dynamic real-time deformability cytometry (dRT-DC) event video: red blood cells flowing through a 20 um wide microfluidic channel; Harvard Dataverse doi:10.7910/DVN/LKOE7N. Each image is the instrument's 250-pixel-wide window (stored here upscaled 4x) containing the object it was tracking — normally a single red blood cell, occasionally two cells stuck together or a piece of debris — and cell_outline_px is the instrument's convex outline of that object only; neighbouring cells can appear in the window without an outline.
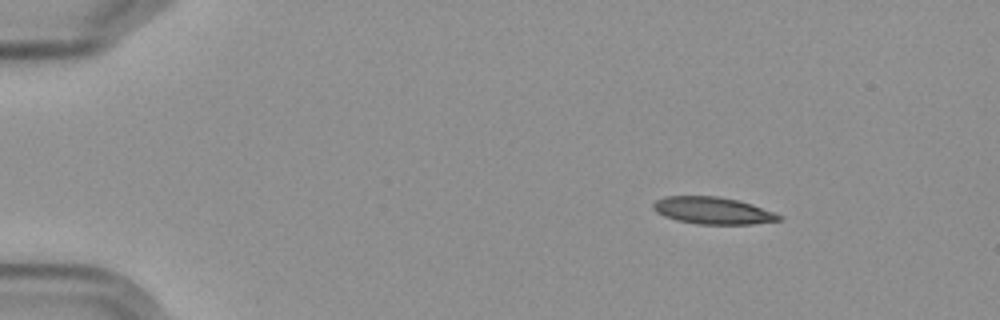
{"species": "Egyptian fruit bat (a non-hibernating species)", "species_latin": "Rousettus aegyptiacus", "temperature_condition": "cold", "stored_images_in_passage": 9, "camera_frame_rate_fps": 3000, "um_per_image_px": 0.085, "frame": {"image": 1, "passage_image": 1, "time_ms": 0.0, "image_size_px": [1000, 320], "cell_outline_px": [[784, 220], [752, 224], [696, 224], [676, 220], [664, 216], [656, 212], [652, 208], [652, 204], [656, 200], [664, 196], [716, 196], [736, 200], [752, 204], [772, 212], [780, 216]], "centroid_in_image_um": [60.54, 17.9], "position_along_channel_um": 24.5, "area_um2": 19.77}}
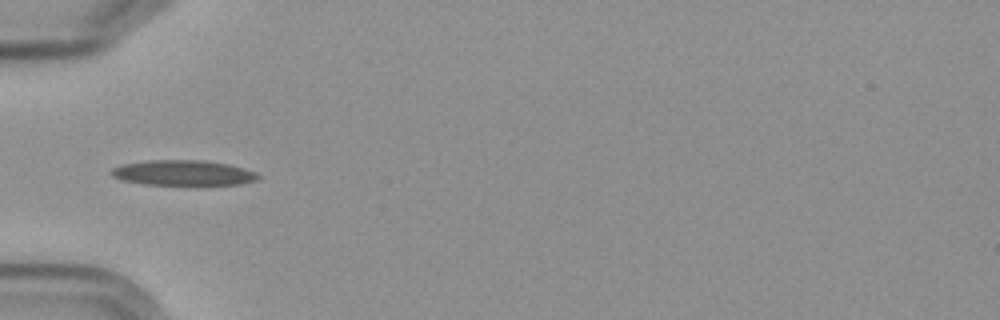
{"frame": {"image": 2, "passage_image": 4, "time_ms": 3.667, "image_size_px": [1000, 320], "cell_outline_px": [[260, 176], [256, 180], [240, 184], [208, 188], [144, 184], [120, 180], [112, 176], [108, 172], [112, 168], [124, 164], [148, 160], [204, 160], [228, 164], [244, 168], [256, 172]], "centroid_in_image_um": [15.61, 14.75], "position_along_channel_um": 69.4, "area_um2": 22.89}}
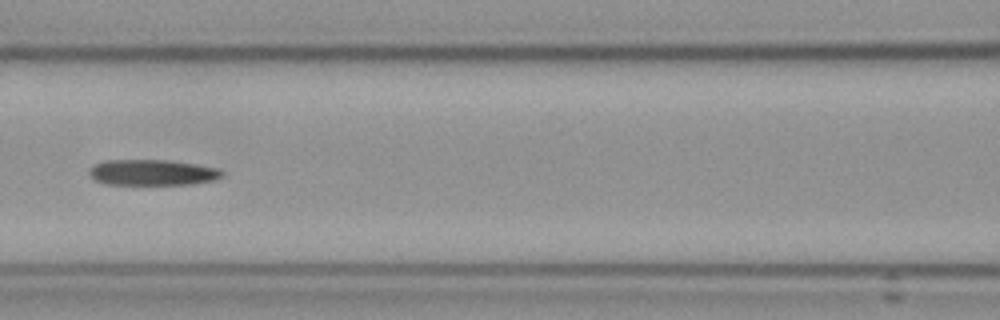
{"frame": {"image": 3, "passage_image": 6, "time_ms": 6.0, "image_size_px": [1000, 320], "cell_outline_px": [[224, 176], [216, 180], [192, 184], [104, 184], [96, 180], [88, 172], [96, 164], [104, 160], [168, 160], [196, 164], [216, 168], [224, 172]], "centroid_in_image_um": [13.0, 14.66], "position_along_channel_um": 153.6, "area_um2": 19.88}}